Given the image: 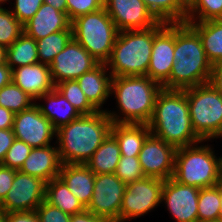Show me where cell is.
I'll return each mask as SVG.
<instances>
[{"label": "cell", "instance_id": "1", "mask_svg": "<svg viewBox=\"0 0 222 222\" xmlns=\"http://www.w3.org/2000/svg\"><path fill=\"white\" fill-rule=\"evenodd\" d=\"M174 61L163 89L184 90L209 82L212 64L198 33L186 22L174 23Z\"/></svg>", "mask_w": 222, "mask_h": 222}, {"label": "cell", "instance_id": "2", "mask_svg": "<svg viewBox=\"0 0 222 222\" xmlns=\"http://www.w3.org/2000/svg\"><path fill=\"white\" fill-rule=\"evenodd\" d=\"M113 122L105 110L81 115L56 130L62 164H85L111 133Z\"/></svg>", "mask_w": 222, "mask_h": 222}, {"label": "cell", "instance_id": "3", "mask_svg": "<svg viewBox=\"0 0 222 222\" xmlns=\"http://www.w3.org/2000/svg\"><path fill=\"white\" fill-rule=\"evenodd\" d=\"M148 126L153 135L176 149L203 142L192 127L184 90L162 89L156 97Z\"/></svg>", "mask_w": 222, "mask_h": 222}, {"label": "cell", "instance_id": "4", "mask_svg": "<svg viewBox=\"0 0 222 222\" xmlns=\"http://www.w3.org/2000/svg\"><path fill=\"white\" fill-rule=\"evenodd\" d=\"M162 86L148 76L112 77L111 93L120 114L106 111L113 123L148 124L154 113L155 100Z\"/></svg>", "mask_w": 222, "mask_h": 222}, {"label": "cell", "instance_id": "5", "mask_svg": "<svg viewBox=\"0 0 222 222\" xmlns=\"http://www.w3.org/2000/svg\"><path fill=\"white\" fill-rule=\"evenodd\" d=\"M166 24L159 21L148 29L119 31L111 56L106 62L112 77L147 76L154 36Z\"/></svg>", "mask_w": 222, "mask_h": 222}, {"label": "cell", "instance_id": "6", "mask_svg": "<svg viewBox=\"0 0 222 222\" xmlns=\"http://www.w3.org/2000/svg\"><path fill=\"white\" fill-rule=\"evenodd\" d=\"M209 145L198 144L176 149L173 178L196 188L213 187L222 181V157Z\"/></svg>", "mask_w": 222, "mask_h": 222}, {"label": "cell", "instance_id": "7", "mask_svg": "<svg viewBox=\"0 0 222 222\" xmlns=\"http://www.w3.org/2000/svg\"><path fill=\"white\" fill-rule=\"evenodd\" d=\"M72 36L95 60L106 63L119 34L105 8L71 22Z\"/></svg>", "mask_w": 222, "mask_h": 222}, {"label": "cell", "instance_id": "8", "mask_svg": "<svg viewBox=\"0 0 222 222\" xmlns=\"http://www.w3.org/2000/svg\"><path fill=\"white\" fill-rule=\"evenodd\" d=\"M192 127L203 140L222 136V95L208 82L184 89Z\"/></svg>", "mask_w": 222, "mask_h": 222}, {"label": "cell", "instance_id": "9", "mask_svg": "<svg viewBox=\"0 0 222 222\" xmlns=\"http://www.w3.org/2000/svg\"><path fill=\"white\" fill-rule=\"evenodd\" d=\"M163 179L147 177L126 185L119 222L143 216L161 203Z\"/></svg>", "mask_w": 222, "mask_h": 222}, {"label": "cell", "instance_id": "10", "mask_svg": "<svg viewBox=\"0 0 222 222\" xmlns=\"http://www.w3.org/2000/svg\"><path fill=\"white\" fill-rule=\"evenodd\" d=\"M126 185L115 173L95 174L93 194L86 210L111 222H119Z\"/></svg>", "mask_w": 222, "mask_h": 222}, {"label": "cell", "instance_id": "11", "mask_svg": "<svg viewBox=\"0 0 222 222\" xmlns=\"http://www.w3.org/2000/svg\"><path fill=\"white\" fill-rule=\"evenodd\" d=\"M46 182L41 178L17 171L0 207L6 212L36 211L45 200Z\"/></svg>", "mask_w": 222, "mask_h": 222}, {"label": "cell", "instance_id": "12", "mask_svg": "<svg viewBox=\"0 0 222 222\" xmlns=\"http://www.w3.org/2000/svg\"><path fill=\"white\" fill-rule=\"evenodd\" d=\"M99 64L73 38L66 47L54 57L50 64L51 78L54 85L65 80H76Z\"/></svg>", "mask_w": 222, "mask_h": 222}, {"label": "cell", "instance_id": "13", "mask_svg": "<svg viewBox=\"0 0 222 222\" xmlns=\"http://www.w3.org/2000/svg\"><path fill=\"white\" fill-rule=\"evenodd\" d=\"M13 132L16 139L32 148L49 146L56 136V129L40 112L37 103L15 114Z\"/></svg>", "mask_w": 222, "mask_h": 222}, {"label": "cell", "instance_id": "14", "mask_svg": "<svg viewBox=\"0 0 222 222\" xmlns=\"http://www.w3.org/2000/svg\"><path fill=\"white\" fill-rule=\"evenodd\" d=\"M176 148L152 133L139 153V162L147 177L167 180L173 177Z\"/></svg>", "mask_w": 222, "mask_h": 222}, {"label": "cell", "instance_id": "15", "mask_svg": "<svg viewBox=\"0 0 222 222\" xmlns=\"http://www.w3.org/2000/svg\"><path fill=\"white\" fill-rule=\"evenodd\" d=\"M200 188L177 182L173 177L164 180L161 202L177 222H198Z\"/></svg>", "mask_w": 222, "mask_h": 222}, {"label": "cell", "instance_id": "16", "mask_svg": "<svg viewBox=\"0 0 222 222\" xmlns=\"http://www.w3.org/2000/svg\"><path fill=\"white\" fill-rule=\"evenodd\" d=\"M104 8L119 31L148 29L159 22L142 0H104Z\"/></svg>", "mask_w": 222, "mask_h": 222}, {"label": "cell", "instance_id": "17", "mask_svg": "<svg viewBox=\"0 0 222 222\" xmlns=\"http://www.w3.org/2000/svg\"><path fill=\"white\" fill-rule=\"evenodd\" d=\"M174 62V23H167L154 36L147 76L162 86L169 79Z\"/></svg>", "mask_w": 222, "mask_h": 222}, {"label": "cell", "instance_id": "18", "mask_svg": "<svg viewBox=\"0 0 222 222\" xmlns=\"http://www.w3.org/2000/svg\"><path fill=\"white\" fill-rule=\"evenodd\" d=\"M12 81L35 101L55 88L49 66L41 62L14 68Z\"/></svg>", "mask_w": 222, "mask_h": 222}, {"label": "cell", "instance_id": "19", "mask_svg": "<svg viewBox=\"0 0 222 222\" xmlns=\"http://www.w3.org/2000/svg\"><path fill=\"white\" fill-rule=\"evenodd\" d=\"M23 30L27 36L39 40L54 32L72 28L66 13L43 3L35 15L23 25Z\"/></svg>", "mask_w": 222, "mask_h": 222}, {"label": "cell", "instance_id": "20", "mask_svg": "<svg viewBox=\"0 0 222 222\" xmlns=\"http://www.w3.org/2000/svg\"><path fill=\"white\" fill-rule=\"evenodd\" d=\"M61 165L57 147L49 145L33 148L19 171L47 183L59 176Z\"/></svg>", "mask_w": 222, "mask_h": 222}, {"label": "cell", "instance_id": "21", "mask_svg": "<svg viewBox=\"0 0 222 222\" xmlns=\"http://www.w3.org/2000/svg\"><path fill=\"white\" fill-rule=\"evenodd\" d=\"M106 63H99L91 71L84 73L76 81L89 102L98 110L102 111L111 93L112 75L109 73Z\"/></svg>", "mask_w": 222, "mask_h": 222}, {"label": "cell", "instance_id": "22", "mask_svg": "<svg viewBox=\"0 0 222 222\" xmlns=\"http://www.w3.org/2000/svg\"><path fill=\"white\" fill-rule=\"evenodd\" d=\"M59 177L85 208L93 194L95 173L85 164H62Z\"/></svg>", "mask_w": 222, "mask_h": 222}, {"label": "cell", "instance_id": "23", "mask_svg": "<svg viewBox=\"0 0 222 222\" xmlns=\"http://www.w3.org/2000/svg\"><path fill=\"white\" fill-rule=\"evenodd\" d=\"M111 134L117 140L122 156H139L146 138L151 134L148 124L113 123Z\"/></svg>", "mask_w": 222, "mask_h": 222}, {"label": "cell", "instance_id": "24", "mask_svg": "<svg viewBox=\"0 0 222 222\" xmlns=\"http://www.w3.org/2000/svg\"><path fill=\"white\" fill-rule=\"evenodd\" d=\"M39 99L46 100L48 103V106L43 104H37V106L56 130L81 116L78 110L56 88L38 97L36 100Z\"/></svg>", "mask_w": 222, "mask_h": 222}, {"label": "cell", "instance_id": "25", "mask_svg": "<svg viewBox=\"0 0 222 222\" xmlns=\"http://www.w3.org/2000/svg\"><path fill=\"white\" fill-rule=\"evenodd\" d=\"M186 23L198 33L211 64L222 63V20Z\"/></svg>", "mask_w": 222, "mask_h": 222}, {"label": "cell", "instance_id": "26", "mask_svg": "<svg viewBox=\"0 0 222 222\" xmlns=\"http://www.w3.org/2000/svg\"><path fill=\"white\" fill-rule=\"evenodd\" d=\"M120 156L119 144L110 133L85 165L95 174L115 173Z\"/></svg>", "mask_w": 222, "mask_h": 222}, {"label": "cell", "instance_id": "27", "mask_svg": "<svg viewBox=\"0 0 222 222\" xmlns=\"http://www.w3.org/2000/svg\"><path fill=\"white\" fill-rule=\"evenodd\" d=\"M45 200L70 216L86 210L59 176L46 183Z\"/></svg>", "mask_w": 222, "mask_h": 222}, {"label": "cell", "instance_id": "28", "mask_svg": "<svg viewBox=\"0 0 222 222\" xmlns=\"http://www.w3.org/2000/svg\"><path fill=\"white\" fill-rule=\"evenodd\" d=\"M38 62L36 40L25 33L6 48V63L12 70Z\"/></svg>", "mask_w": 222, "mask_h": 222}, {"label": "cell", "instance_id": "29", "mask_svg": "<svg viewBox=\"0 0 222 222\" xmlns=\"http://www.w3.org/2000/svg\"><path fill=\"white\" fill-rule=\"evenodd\" d=\"M222 218V181L213 187L200 188L198 222Z\"/></svg>", "mask_w": 222, "mask_h": 222}, {"label": "cell", "instance_id": "30", "mask_svg": "<svg viewBox=\"0 0 222 222\" xmlns=\"http://www.w3.org/2000/svg\"><path fill=\"white\" fill-rule=\"evenodd\" d=\"M147 9L160 22H186L187 8L180 0H142Z\"/></svg>", "mask_w": 222, "mask_h": 222}, {"label": "cell", "instance_id": "31", "mask_svg": "<svg viewBox=\"0 0 222 222\" xmlns=\"http://www.w3.org/2000/svg\"><path fill=\"white\" fill-rule=\"evenodd\" d=\"M72 38V30H63L36 40L39 62L50 66L54 57L66 47Z\"/></svg>", "mask_w": 222, "mask_h": 222}, {"label": "cell", "instance_id": "32", "mask_svg": "<svg viewBox=\"0 0 222 222\" xmlns=\"http://www.w3.org/2000/svg\"><path fill=\"white\" fill-rule=\"evenodd\" d=\"M34 98L19 88L13 81L0 89V106L13 113L22 112L31 107Z\"/></svg>", "mask_w": 222, "mask_h": 222}, {"label": "cell", "instance_id": "33", "mask_svg": "<svg viewBox=\"0 0 222 222\" xmlns=\"http://www.w3.org/2000/svg\"><path fill=\"white\" fill-rule=\"evenodd\" d=\"M55 88L73 105L81 115H90L98 110L89 102L76 80H65Z\"/></svg>", "mask_w": 222, "mask_h": 222}, {"label": "cell", "instance_id": "34", "mask_svg": "<svg viewBox=\"0 0 222 222\" xmlns=\"http://www.w3.org/2000/svg\"><path fill=\"white\" fill-rule=\"evenodd\" d=\"M222 19V0H195L187 9L186 22Z\"/></svg>", "mask_w": 222, "mask_h": 222}, {"label": "cell", "instance_id": "35", "mask_svg": "<svg viewBox=\"0 0 222 222\" xmlns=\"http://www.w3.org/2000/svg\"><path fill=\"white\" fill-rule=\"evenodd\" d=\"M24 33L23 25L11 10L0 8V45L8 48Z\"/></svg>", "mask_w": 222, "mask_h": 222}, {"label": "cell", "instance_id": "36", "mask_svg": "<svg viewBox=\"0 0 222 222\" xmlns=\"http://www.w3.org/2000/svg\"><path fill=\"white\" fill-rule=\"evenodd\" d=\"M115 175L126 184L145 177L138 156L121 155Z\"/></svg>", "mask_w": 222, "mask_h": 222}, {"label": "cell", "instance_id": "37", "mask_svg": "<svg viewBox=\"0 0 222 222\" xmlns=\"http://www.w3.org/2000/svg\"><path fill=\"white\" fill-rule=\"evenodd\" d=\"M32 149L24 141L15 139L12 146L6 152L1 165L19 171Z\"/></svg>", "mask_w": 222, "mask_h": 222}, {"label": "cell", "instance_id": "38", "mask_svg": "<svg viewBox=\"0 0 222 222\" xmlns=\"http://www.w3.org/2000/svg\"><path fill=\"white\" fill-rule=\"evenodd\" d=\"M67 16L72 22L79 16L93 13L104 8V0H66Z\"/></svg>", "mask_w": 222, "mask_h": 222}, {"label": "cell", "instance_id": "39", "mask_svg": "<svg viewBox=\"0 0 222 222\" xmlns=\"http://www.w3.org/2000/svg\"><path fill=\"white\" fill-rule=\"evenodd\" d=\"M43 0H15L14 8L10 9L13 15L24 25L30 20L43 4Z\"/></svg>", "mask_w": 222, "mask_h": 222}, {"label": "cell", "instance_id": "40", "mask_svg": "<svg viewBox=\"0 0 222 222\" xmlns=\"http://www.w3.org/2000/svg\"><path fill=\"white\" fill-rule=\"evenodd\" d=\"M36 213L40 222H70L71 216L56 206L44 200L37 208Z\"/></svg>", "mask_w": 222, "mask_h": 222}, {"label": "cell", "instance_id": "41", "mask_svg": "<svg viewBox=\"0 0 222 222\" xmlns=\"http://www.w3.org/2000/svg\"><path fill=\"white\" fill-rule=\"evenodd\" d=\"M18 170L0 164V203L5 199L12 187L15 174Z\"/></svg>", "mask_w": 222, "mask_h": 222}, {"label": "cell", "instance_id": "42", "mask_svg": "<svg viewBox=\"0 0 222 222\" xmlns=\"http://www.w3.org/2000/svg\"><path fill=\"white\" fill-rule=\"evenodd\" d=\"M6 222H40L36 211H20L5 214Z\"/></svg>", "mask_w": 222, "mask_h": 222}, {"label": "cell", "instance_id": "43", "mask_svg": "<svg viewBox=\"0 0 222 222\" xmlns=\"http://www.w3.org/2000/svg\"><path fill=\"white\" fill-rule=\"evenodd\" d=\"M15 139L13 129H0V164Z\"/></svg>", "mask_w": 222, "mask_h": 222}, {"label": "cell", "instance_id": "44", "mask_svg": "<svg viewBox=\"0 0 222 222\" xmlns=\"http://www.w3.org/2000/svg\"><path fill=\"white\" fill-rule=\"evenodd\" d=\"M209 83L222 95V63L212 65Z\"/></svg>", "mask_w": 222, "mask_h": 222}, {"label": "cell", "instance_id": "45", "mask_svg": "<svg viewBox=\"0 0 222 222\" xmlns=\"http://www.w3.org/2000/svg\"><path fill=\"white\" fill-rule=\"evenodd\" d=\"M70 222H111L107 218L96 216L93 213L85 210L82 213L71 216Z\"/></svg>", "mask_w": 222, "mask_h": 222}, {"label": "cell", "instance_id": "46", "mask_svg": "<svg viewBox=\"0 0 222 222\" xmlns=\"http://www.w3.org/2000/svg\"><path fill=\"white\" fill-rule=\"evenodd\" d=\"M15 113L0 106V129H13Z\"/></svg>", "mask_w": 222, "mask_h": 222}, {"label": "cell", "instance_id": "47", "mask_svg": "<svg viewBox=\"0 0 222 222\" xmlns=\"http://www.w3.org/2000/svg\"><path fill=\"white\" fill-rule=\"evenodd\" d=\"M12 81V69L7 63L0 65V89Z\"/></svg>", "mask_w": 222, "mask_h": 222}, {"label": "cell", "instance_id": "48", "mask_svg": "<svg viewBox=\"0 0 222 222\" xmlns=\"http://www.w3.org/2000/svg\"><path fill=\"white\" fill-rule=\"evenodd\" d=\"M43 2L67 14V1L66 0H43Z\"/></svg>", "mask_w": 222, "mask_h": 222}, {"label": "cell", "instance_id": "49", "mask_svg": "<svg viewBox=\"0 0 222 222\" xmlns=\"http://www.w3.org/2000/svg\"><path fill=\"white\" fill-rule=\"evenodd\" d=\"M6 63V48L0 45V65Z\"/></svg>", "mask_w": 222, "mask_h": 222}, {"label": "cell", "instance_id": "50", "mask_svg": "<svg viewBox=\"0 0 222 222\" xmlns=\"http://www.w3.org/2000/svg\"><path fill=\"white\" fill-rule=\"evenodd\" d=\"M180 2L188 9L195 2V0H180Z\"/></svg>", "mask_w": 222, "mask_h": 222}, {"label": "cell", "instance_id": "51", "mask_svg": "<svg viewBox=\"0 0 222 222\" xmlns=\"http://www.w3.org/2000/svg\"><path fill=\"white\" fill-rule=\"evenodd\" d=\"M5 214H6V212L0 207V222H6L5 221Z\"/></svg>", "mask_w": 222, "mask_h": 222}, {"label": "cell", "instance_id": "52", "mask_svg": "<svg viewBox=\"0 0 222 222\" xmlns=\"http://www.w3.org/2000/svg\"><path fill=\"white\" fill-rule=\"evenodd\" d=\"M202 222H222V218L218 220H209V221H202Z\"/></svg>", "mask_w": 222, "mask_h": 222}, {"label": "cell", "instance_id": "53", "mask_svg": "<svg viewBox=\"0 0 222 222\" xmlns=\"http://www.w3.org/2000/svg\"><path fill=\"white\" fill-rule=\"evenodd\" d=\"M8 0H0V8H1V5L2 3L4 4L5 2H7Z\"/></svg>", "mask_w": 222, "mask_h": 222}]
</instances>
